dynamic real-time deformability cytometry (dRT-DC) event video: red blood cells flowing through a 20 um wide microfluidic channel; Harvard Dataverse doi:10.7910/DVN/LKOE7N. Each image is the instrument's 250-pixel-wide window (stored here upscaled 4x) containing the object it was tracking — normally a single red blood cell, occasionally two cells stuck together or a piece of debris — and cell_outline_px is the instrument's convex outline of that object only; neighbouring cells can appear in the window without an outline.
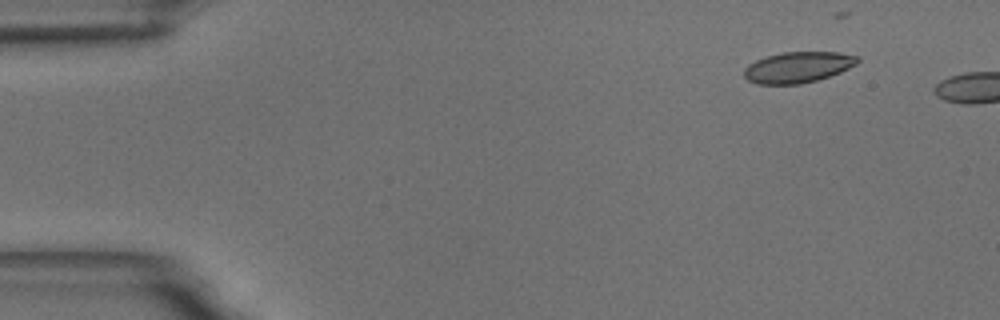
{"species": "common noctule bat (a hibernating species)", "species_latin": "Nyctalus noctula", "temperature_condition": "room temperature", "stored_images_in_passage": 4, "camera_frame_rate_fps": 3000, "um_per_image_px": 0.085, "animal": {"sex": "male", "body_mass_g": 18.8}, "frame": {"image": 1, "passage_image": 1, "time_ms": 0.0, "image_size_px": [1000, 320], "cell_outline_px": [[860, 60], [856, 64], [840, 72], [816, 80], [800, 84], [756, 84], [748, 80], [744, 76], [744, 68], [748, 64], [756, 60], [768, 56], [784, 52], [840, 52], [860, 56]], "centroid_in_image_um": [67.83, 5.71], "position_along_channel_um": 17.2, "area_um2": 20.4}}